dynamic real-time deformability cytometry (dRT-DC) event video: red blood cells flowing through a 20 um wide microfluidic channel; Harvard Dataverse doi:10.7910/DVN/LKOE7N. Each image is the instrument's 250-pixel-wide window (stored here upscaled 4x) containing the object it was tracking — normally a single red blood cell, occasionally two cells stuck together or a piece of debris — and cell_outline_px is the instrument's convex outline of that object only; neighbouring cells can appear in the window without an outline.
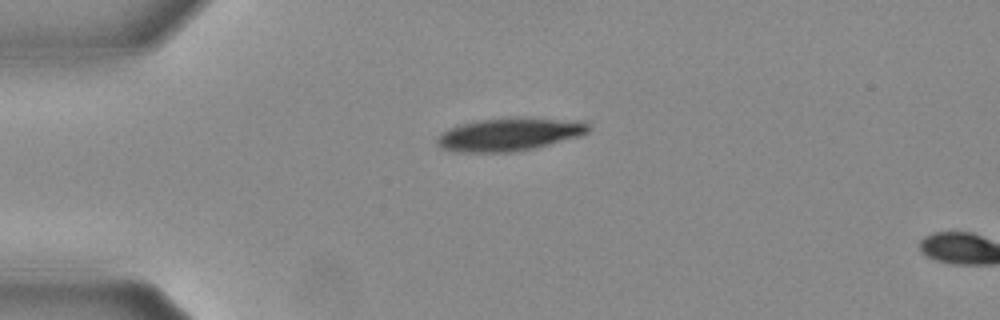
{"species": "Egyptian fruit bat (a non-hibernating species)", "species_latin": "Rousettus aegyptiacus", "temperature_condition": "warm", "stored_images_in_passage": 4, "camera_frame_rate_fps": 3000, "um_per_image_px": 0.085, "animal": {"sex": "female"}, "frame": {"image": 1, "passage_image": 1, "time_ms": 0.0, "image_size_px": [1000, 320], "cell_outline_px": [[588, 132], [580, 136], [532, 148], [512, 152], [460, 152], [440, 148], [436, 144], [436, 140], [444, 132], [452, 128], [464, 124], [480, 120], [528, 116], [580, 120], [588, 124]], "centroid_in_image_um": [43.35, 11.4], "position_along_channel_um": 41.6, "area_um2": 28.96}}